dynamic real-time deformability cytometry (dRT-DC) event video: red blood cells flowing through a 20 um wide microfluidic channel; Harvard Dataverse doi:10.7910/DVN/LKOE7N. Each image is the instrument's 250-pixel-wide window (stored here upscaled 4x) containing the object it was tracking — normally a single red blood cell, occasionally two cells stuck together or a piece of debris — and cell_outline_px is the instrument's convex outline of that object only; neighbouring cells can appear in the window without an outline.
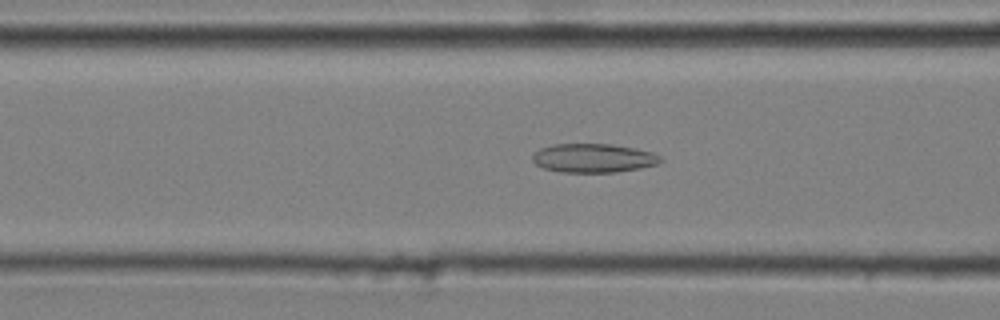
{"species": "common noctule bat (a hibernating species)", "species_latin": "Nyctalus noctula", "temperature_condition": "cold", "stored_images_in_passage": 51, "camera_frame_rate_fps": 3000, "um_per_image_px": 0.085, "animal": {"sex": "male", "body_mass_g": 20.4}, "frame": {"image": 1, "passage_image": 20, "time_ms": 6.333, "image_size_px": [1000, 320], "cell_outline_px": [[664, 160], [656, 164], [640, 168], [616, 172], [560, 172], [544, 168], [536, 164], [532, 160], [532, 156], [540, 148], [552, 144], [612, 144], [636, 148], [652, 152], [660, 156]], "centroid_in_image_um": [50.45, 13.43], "position_along_channel_um": 116.2, "area_um2": 21.56}}
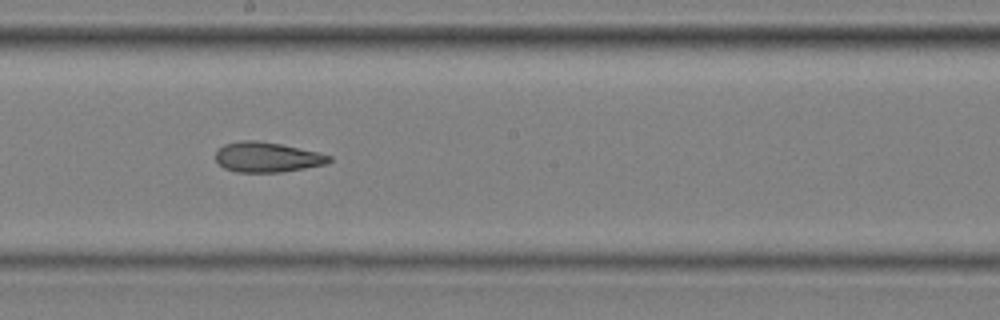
{"frame": {"image": 2, "passage_image": 29, "time_ms": 9.333, "image_size_px": [1000, 320], "cell_outline_px": [[332, 160], [328, 164], [280, 172], [236, 172], [224, 168], [216, 160], [216, 152], [224, 144], [240, 140], [256, 140], [280, 144], [316, 152], [332, 156]], "centroid_in_image_um": [22.7, 13.36], "position_along_channel_um": 225.5, "area_um2": 19.77}}
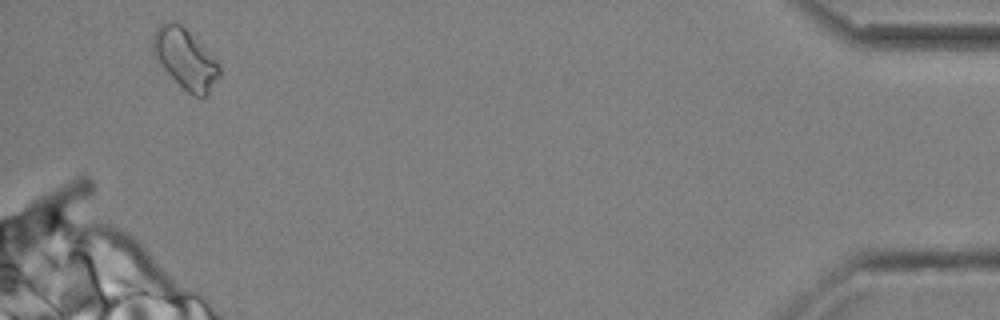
{"frame": {"image": 3, "passage_image": 50, "time_ms": 16.333, "image_size_px": [1000, 320], "cell_outline_px": [[220, 76], [208, 96], [192, 96], [156, 60], [152, 52], [152, 40], [156, 28], [160, 24], [172, 20], [180, 24], [220, 64]], "centroid_in_image_um": [15.74, 5.01], "position_along_channel_um": 419.5, "area_um2": 22.83}, "authors_computed_cell_mechanics": {"area_um2": 20.8658, "velocity_mm_per_s": 3.6428, "shape_relaxation_time_tau1_ms": null, "shape_relaxation_time_tau2_ms": 4.265, "deformation_change_tau1": null, "deformation_change_tau2": 0.1381}}